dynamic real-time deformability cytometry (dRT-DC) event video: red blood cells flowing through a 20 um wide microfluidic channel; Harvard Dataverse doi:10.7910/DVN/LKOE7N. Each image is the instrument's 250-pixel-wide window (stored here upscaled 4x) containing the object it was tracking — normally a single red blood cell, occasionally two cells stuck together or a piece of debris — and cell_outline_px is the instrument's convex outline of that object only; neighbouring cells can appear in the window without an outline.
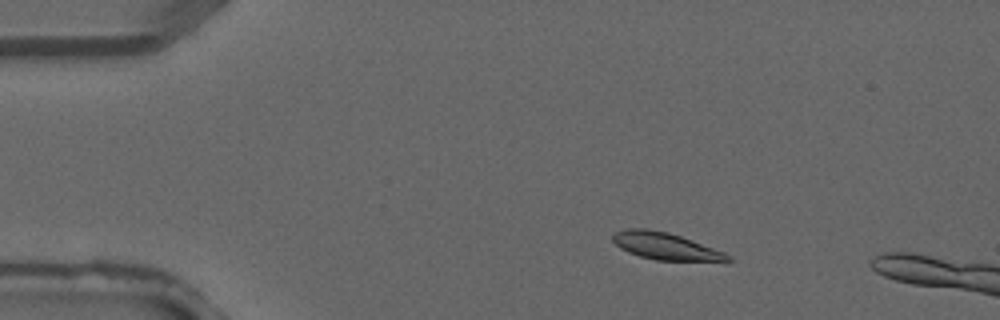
{"species": "common noctule bat (a hibernating species)", "species_latin": "Nyctalus noctula", "temperature_condition": "warm", "stored_images_in_passage": 2, "camera_frame_rate_fps": 3000, "um_per_image_px": 0.085, "animal": {"sex": "male", "forearm_length_mm": 52.5}, "frame": {"image": 1, "passage_image": 1, "time_ms": 0.0, "image_size_px": [1000, 320], "cell_outline_px": [[732, 260], [728, 264], [656, 260], [640, 256], [628, 252], [620, 248], [612, 240], [612, 236], [616, 232], [628, 228], [648, 228], [668, 232], [680, 236], [724, 252], [732, 256]], "centroid_in_image_um": [56.71, 20.98], "position_along_channel_um": 28.3, "area_um2": 18.84}}